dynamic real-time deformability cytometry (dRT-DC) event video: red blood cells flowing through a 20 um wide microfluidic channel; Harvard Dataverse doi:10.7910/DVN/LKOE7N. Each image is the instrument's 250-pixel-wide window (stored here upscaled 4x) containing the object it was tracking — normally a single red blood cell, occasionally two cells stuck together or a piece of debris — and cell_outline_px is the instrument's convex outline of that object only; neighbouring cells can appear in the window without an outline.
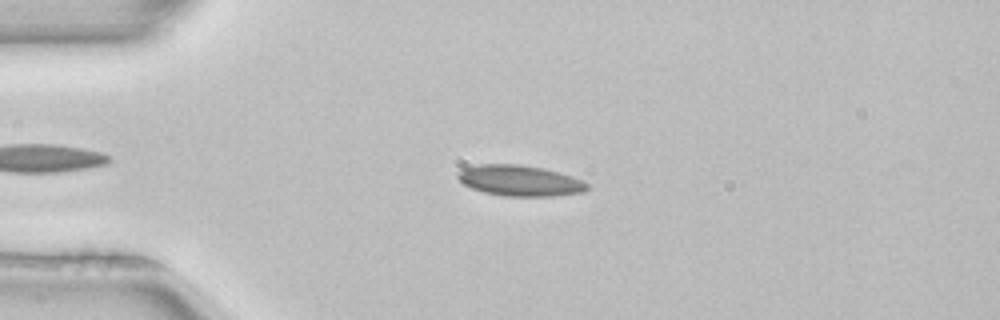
{"species": "common noctule bat (a hibernating species)", "species_latin": "Nyctalus noctula", "temperature_condition": "room temperature", "stored_images_in_passage": 2, "camera_frame_rate_fps": 3000, "um_per_image_px": 0.085, "animal": {"sex": "female", "body_mass_g": 22.7, "forearm_length_mm": 54.2}, "frame": {"image": 1, "passage_image": 1, "time_ms": 0.0, "image_size_px": [1000, 320], "cell_outline_px": [[588, 188], [584, 192], [552, 196], [504, 196], [484, 192], [472, 188], [464, 184], [456, 176], [456, 172], [464, 168], [480, 164], [520, 164], [544, 168], [572, 176], [584, 180], [588, 184]], "centroid_in_image_um": [44.19, 15.35], "position_along_channel_um": 40.8, "area_um2": 23.29}}